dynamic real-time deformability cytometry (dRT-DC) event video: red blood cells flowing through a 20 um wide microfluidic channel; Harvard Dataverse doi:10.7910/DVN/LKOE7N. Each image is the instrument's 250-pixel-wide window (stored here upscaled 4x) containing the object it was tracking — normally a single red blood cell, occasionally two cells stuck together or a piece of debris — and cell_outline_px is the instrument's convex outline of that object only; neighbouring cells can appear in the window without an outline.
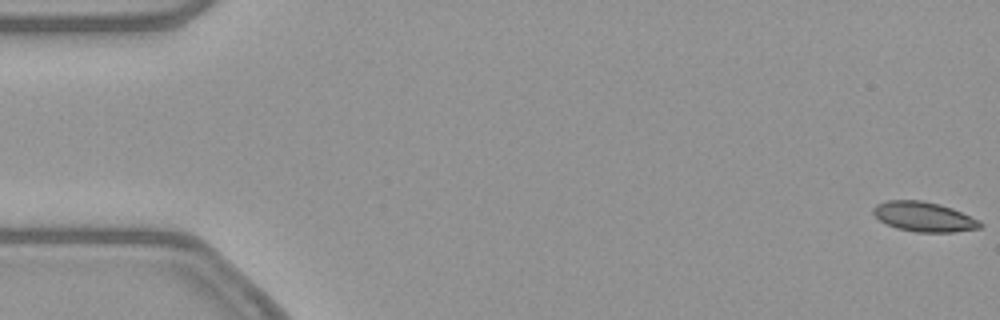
{"species": "common noctule bat (a hibernating species)", "species_latin": "Nyctalus noctula", "temperature_condition": "warm", "stored_images_in_passage": 15, "camera_frame_rate_fps": 3000, "um_per_image_px": 0.085, "animal": {"sex": "female", "body_mass_g": 21.9}, "frame": {"image": 1, "passage_image": 1, "time_ms": 0.0, "image_size_px": [1000, 320], "cell_outline_px": [[984, 224], [980, 228], [952, 232], [916, 232], [896, 228], [880, 220], [872, 212], [872, 208], [876, 204], [884, 200], [920, 200], [940, 204], [952, 208], [980, 220]], "centroid_in_image_um": [78.53, 18.41], "position_along_channel_um": 6.5, "area_um2": 18.61}}
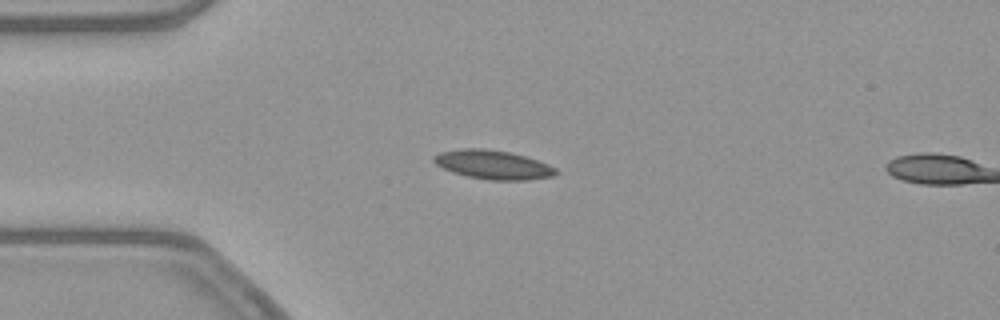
{"frame": {"image": 2, "passage_image": 14, "time_ms": 4.333, "image_size_px": [1000, 320], "cell_outline_px": [[560, 172], [552, 176], [528, 180], [488, 180], [468, 176], [452, 172], [436, 164], [432, 160], [432, 156], [440, 152], [464, 148], [484, 148], [508, 152], [524, 156], [548, 164], [556, 168]], "centroid_in_image_um": [41.9, 14.0], "position_along_channel_um": 43.1, "area_um2": 20.52}}